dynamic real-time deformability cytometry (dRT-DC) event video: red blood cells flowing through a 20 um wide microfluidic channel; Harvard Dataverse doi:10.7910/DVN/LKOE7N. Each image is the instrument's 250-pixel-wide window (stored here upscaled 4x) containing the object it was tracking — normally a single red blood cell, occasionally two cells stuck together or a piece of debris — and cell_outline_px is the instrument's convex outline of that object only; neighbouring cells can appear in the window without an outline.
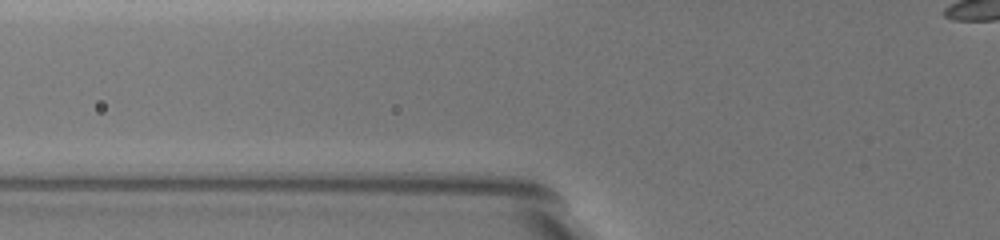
{"species": "common noctule bat (a hibernating species)", "species_latin": "Nyctalus noctula", "temperature_condition": "warm", "stored_images_in_passage": 4, "camera_frame_rate_fps": 3000, "um_per_image_px": 0.085, "animal": {"sex": "female", "body_mass_g": 19.5, "forearm_length_mm": 54.1}, "frame": {"image": 1, "passage_image": 3, "time_ms": 0.667, "image_size_px": [1000, 240], "cell_outline_px": [[692, 180], [688, 188], [616, 120], [592, 84], [596, 68], [628, 96], [680, 144], [692, 156]], "centroid_in_image_um": [54.83, 10.98], "position_along_channel_um": 71.0, "area_um2": 23.87}}